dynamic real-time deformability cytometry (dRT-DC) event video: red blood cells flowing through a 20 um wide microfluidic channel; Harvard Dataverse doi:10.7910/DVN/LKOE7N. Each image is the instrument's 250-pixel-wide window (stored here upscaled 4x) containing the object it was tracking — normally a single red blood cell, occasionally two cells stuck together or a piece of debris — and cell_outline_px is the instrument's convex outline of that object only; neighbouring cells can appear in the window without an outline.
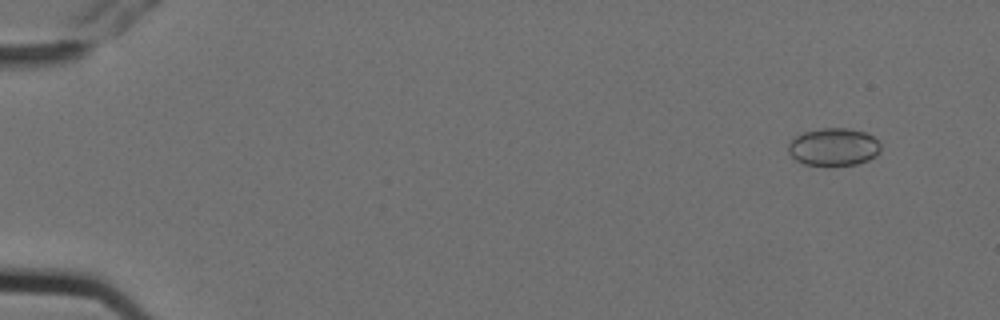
{"species": "Egyptian fruit bat (a non-hibernating species)", "species_latin": "Rousettus aegyptiacus", "temperature_condition": "cold", "stored_images_in_passage": 5, "camera_frame_rate_fps": 3000, "um_per_image_px": 0.085, "animal": {"sex": "female"}, "frame": {"image": 1, "passage_image": 1, "time_ms": 0.0, "image_size_px": [1000, 320], "cell_outline_px": [[880, 152], [876, 156], [868, 160], [856, 164], [804, 164], [796, 160], [788, 152], [788, 144], [796, 136], [804, 132], [820, 128], [848, 128], [864, 132], [880, 140]], "centroid_in_image_um": [70.88, 12.47], "position_along_channel_um": 14.1, "area_um2": 20.11}}
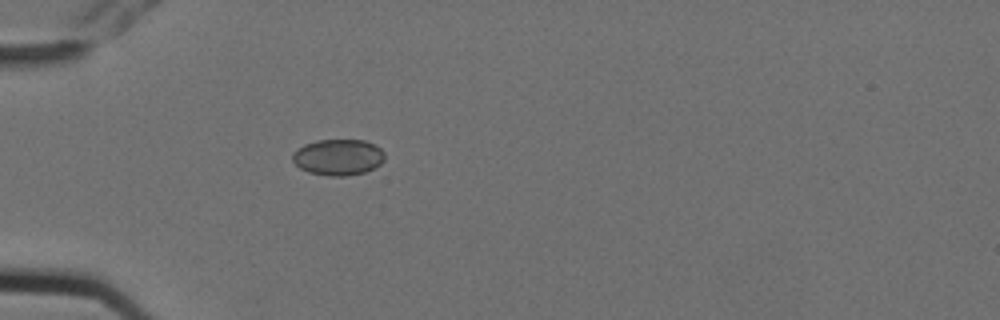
{"frame": {"image": 2, "passage_image": 5, "time_ms": 1.333, "image_size_px": [1000, 320], "cell_outline_px": [[384, 160], [380, 164], [364, 172], [344, 176], [328, 176], [308, 172], [300, 168], [292, 160], [292, 152], [304, 144], [320, 140], [364, 140], [380, 148], [384, 152]], "centroid_in_image_um": [28.72, 13.36], "position_along_channel_um": 56.3, "area_um2": 19.31}}